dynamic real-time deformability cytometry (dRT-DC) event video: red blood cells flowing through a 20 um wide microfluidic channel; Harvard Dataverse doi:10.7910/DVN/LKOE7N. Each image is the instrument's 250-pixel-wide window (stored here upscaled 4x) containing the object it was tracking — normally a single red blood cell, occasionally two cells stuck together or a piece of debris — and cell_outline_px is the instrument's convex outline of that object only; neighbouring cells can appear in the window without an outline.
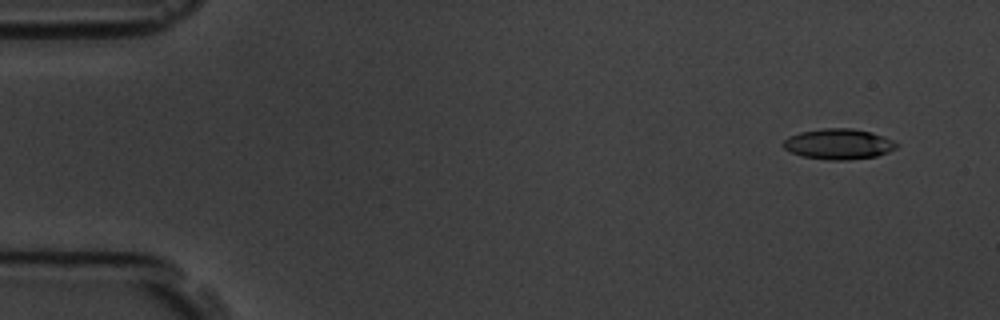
{"species": "common noctule bat (a hibernating species)", "species_latin": "Nyctalus noctula", "temperature_condition": "room temperature", "stored_images_in_passage": 5, "camera_frame_rate_fps": 3000, "um_per_image_px": 0.085, "animal": {"sex": "male", "body_mass_g": 19.5, "forearm_length_mm": 54.6}, "frame": {"image": 1, "passage_image": 2, "time_ms": 1.0, "image_size_px": [1000, 320], "cell_outline_px": [[900, 144], [896, 148], [888, 152], [876, 156], [848, 160], [828, 160], [804, 156], [792, 152], [784, 148], [784, 140], [788, 136], [800, 132], [820, 128], [852, 128], [872, 132], [884, 136]], "centroid_in_image_um": [71.31, 12.23], "position_along_channel_um": 13.7, "area_um2": 20.17}}
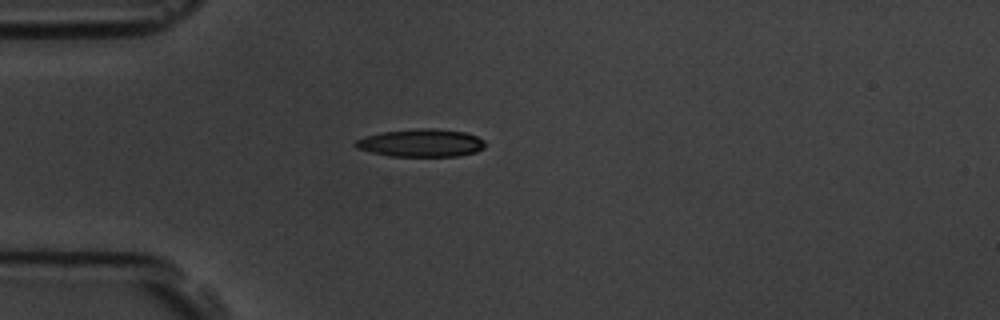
{"frame": {"image": 2, "passage_image": 5, "time_ms": 4.667, "image_size_px": [1000, 320], "cell_outline_px": [[488, 144], [484, 148], [476, 152], [456, 156], [388, 156], [356, 148], [352, 144], [356, 140], [364, 136], [384, 132], [416, 128], [432, 128], [464, 132], [476, 136], [484, 140]], "centroid_in_image_um": [35.8, 12.15], "position_along_channel_um": 49.2, "area_um2": 21.1}}